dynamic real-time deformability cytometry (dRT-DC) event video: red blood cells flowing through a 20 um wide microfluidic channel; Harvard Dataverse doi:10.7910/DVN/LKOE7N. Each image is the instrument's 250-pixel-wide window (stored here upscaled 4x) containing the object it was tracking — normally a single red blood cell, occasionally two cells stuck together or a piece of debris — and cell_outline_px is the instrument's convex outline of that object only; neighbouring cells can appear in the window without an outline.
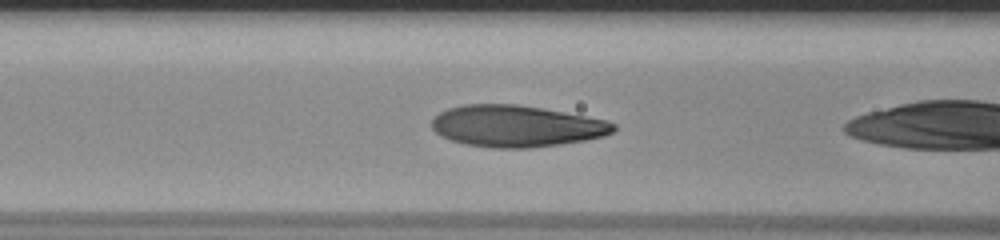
{"species": "human", "species_latin": "Homo sapiens", "temperature_condition": "room temperature", "stored_images_in_passage": 25, "camera_frame_rate_fps": 3000, "um_per_image_px": 0.085, "donor": {"sex": "male"}, "frame": {"image": 1, "passage_image": 4, "time_ms": 1.0, "image_size_px": [1000, 240], "cell_outline_px": [[616, 132], [604, 136], [584, 140], [560, 144], [528, 148], [492, 148], [464, 144], [452, 140], [436, 132], [432, 128], [432, 120], [440, 112], [448, 108], [464, 104], [516, 104], [544, 108], [608, 120], [616, 124]], "centroid_in_image_um": [43.93, 10.71], "position_along_channel_um": 122.7, "area_um2": 44.16}}